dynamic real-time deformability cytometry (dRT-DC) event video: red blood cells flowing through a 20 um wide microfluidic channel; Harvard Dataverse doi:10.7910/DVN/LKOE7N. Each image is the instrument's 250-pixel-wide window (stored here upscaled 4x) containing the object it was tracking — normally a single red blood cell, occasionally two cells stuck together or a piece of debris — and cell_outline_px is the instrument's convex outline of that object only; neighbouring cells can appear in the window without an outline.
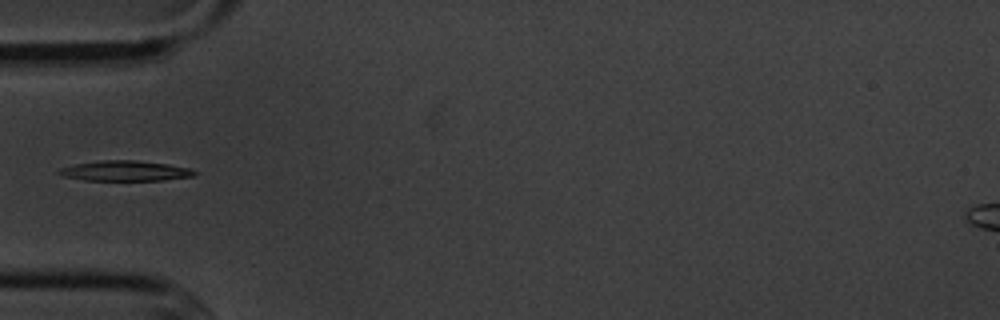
{"species": "common noctule bat (a hibernating species)", "species_latin": "Nyctalus noctula", "temperature_condition": "cold", "stored_images_in_passage": 4, "camera_frame_rate_fps": 3000, "um_per_image_px": 0.085, "animal": {"sex": "male", "body_mass_g": 20.1, "forearm_length_mm": 53.5}, "frame": {"image": 1, "passage_image": 4, "time_ms": 3.667, "image_size_px": [1000, 320], "cell_outline_px": [[196, 176], [164, 180], [84, 180], [64, 176], [56, 172], [60, 168], [76, 164], [100, 160], [136, 160], [168, 164], [192, 168], [196, 172]], "centroid_in_image_um": [10.68, 14.52], "position_along_channel_um": 74.3, "area_um2": 16.01}}